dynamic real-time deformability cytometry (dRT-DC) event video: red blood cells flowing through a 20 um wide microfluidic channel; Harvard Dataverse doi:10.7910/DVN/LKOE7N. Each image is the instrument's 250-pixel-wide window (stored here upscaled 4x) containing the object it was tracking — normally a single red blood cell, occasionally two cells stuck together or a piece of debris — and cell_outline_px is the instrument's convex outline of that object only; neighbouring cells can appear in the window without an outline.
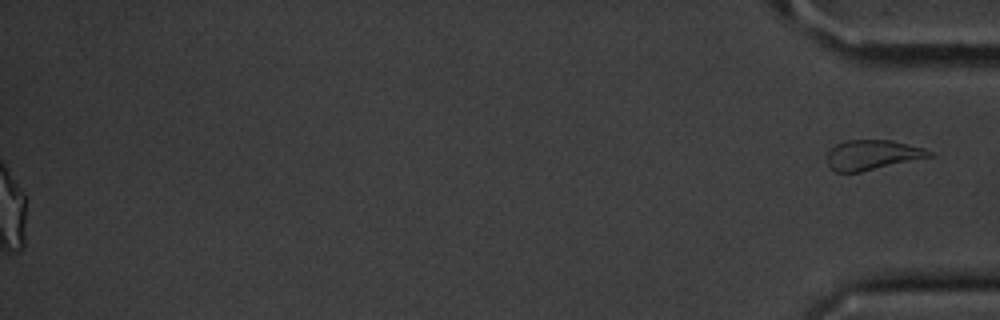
{"species": "common noctule bat (a hibernating species)", "species_latin": "Nyctalus noctula", "temperature_condition": "cold", "stored_images_in_passage": 48, "segment_of_instrument_passage": [2, 2], "camera_frame_rate_fps": 3000, "um_per_image_px": 0.085, "animal": {"sex": "male", "body_mass_g": 20.1, "forearm_length_mm": 53.5}, "frame": {"image": 1, "passage_image": 48, "time_ms": 15.667, "image_size_px": [1000, 320], "cell_outline_px": [[932, 156], [860, 172], [836, 172], [828, 164], [828, 152], [836, 144], [844, 140], [892, 140], [924, 148], [932, 152]], "centroid_in_image_um": [74.14, 13.15], "position_along_channel_um": 361.1, "area_um2": 17.57}}